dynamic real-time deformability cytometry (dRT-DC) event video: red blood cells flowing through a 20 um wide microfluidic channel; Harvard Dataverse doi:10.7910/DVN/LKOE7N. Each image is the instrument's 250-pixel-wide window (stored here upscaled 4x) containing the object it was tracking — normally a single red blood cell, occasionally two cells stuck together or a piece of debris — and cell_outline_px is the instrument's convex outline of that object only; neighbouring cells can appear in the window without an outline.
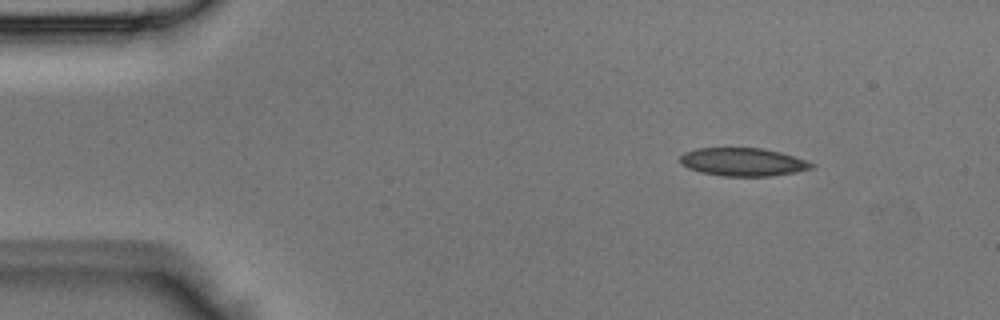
{"species": "Egyptian fruit bat (a non-hibernating species)", "species_latin": "Rousettus aegyptiacus", "temperature_condition": "room temperature", "stored_images_in_passage": 2, "camera_frame_rate_fps": 3000, "um_per_image_px": 0.085, "animal": {"sex": "male"}, "frame": {"image": 1, "passage_image": 1, "time_ms": 0.0, "image_size_px": [1000, 320], "cell_outline_px": [[816, 164], [812, 168], [796, 172], [768, 176], [724, 176], [700, 172], [688, 168], [680, 164], [680, 156], [684, 152], [696, 148], [764, 148], [780, 152], [808, 160]], "centroid_in_image_um": [63.15, 13.76], "position_along_channel_um": 21.8, "area_um2": 21.68}}